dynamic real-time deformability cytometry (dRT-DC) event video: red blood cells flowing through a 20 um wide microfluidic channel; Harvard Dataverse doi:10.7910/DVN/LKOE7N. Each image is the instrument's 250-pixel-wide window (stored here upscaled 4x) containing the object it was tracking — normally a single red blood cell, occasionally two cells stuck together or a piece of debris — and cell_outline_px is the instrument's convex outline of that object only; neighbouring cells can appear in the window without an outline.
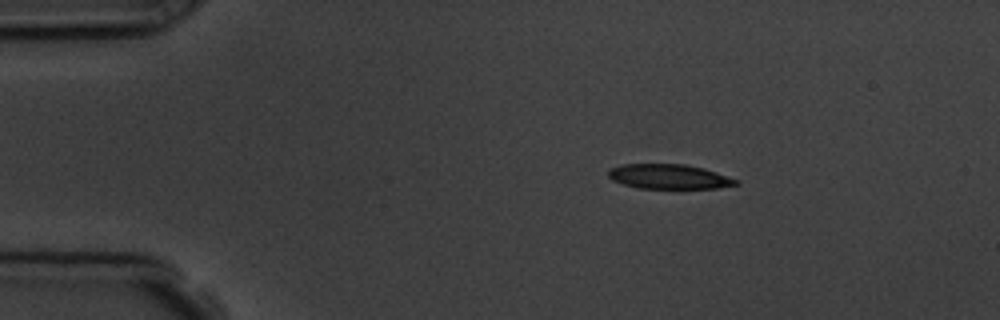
{"species": "common noctule bat (a hibernating species)", "species_latin": "Nyctalus noctula", "temperature_condition": "room temperature", "stored_images_in_passage": 4, "camera_frame_rate_fps": 3000, "um_per_image_px": 0.085, "animal": {"sex": "male", "body_mass_g": 19.5, "forearm_length_mm": 54.6}, "frame": {"image": 1, "passage_image": 2, "time_ms": 1.0, "image_size_px": [1000, 320], "cell_outline_px": [[740, 184], [716, 188], [640, 188], [624, 184], [612, 180], [608, 176], [608, 168], [624, 164], [684, 164], [704, 168], [740, 180]], "centroid_in_image_um": [56.88, 15.0], "position_along_channel_um": 28.1, "area_um2": 18.38}}
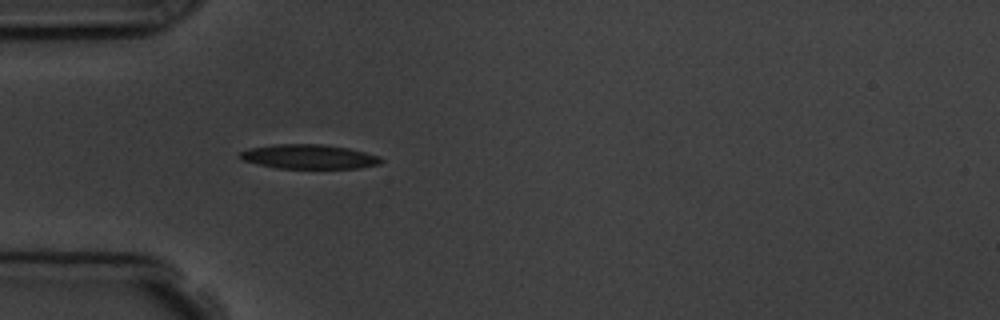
{"frame": {"image": 2, "passage_image": 4, "time_ms": 3.333, "image_size_px": [1000, 320], "cell_outline_px": [[384, 160], [380, 164], [360, 168], [276, 168], [244, 160], [236, 156], [240, 152], [248, 148], [276, 144], [324, 144], [348, 148], [380, 156]], "centroid_in_image_um": [26.27, 13.31], "position_along_channel_um": 58.7, "area_um2": 20.06}}